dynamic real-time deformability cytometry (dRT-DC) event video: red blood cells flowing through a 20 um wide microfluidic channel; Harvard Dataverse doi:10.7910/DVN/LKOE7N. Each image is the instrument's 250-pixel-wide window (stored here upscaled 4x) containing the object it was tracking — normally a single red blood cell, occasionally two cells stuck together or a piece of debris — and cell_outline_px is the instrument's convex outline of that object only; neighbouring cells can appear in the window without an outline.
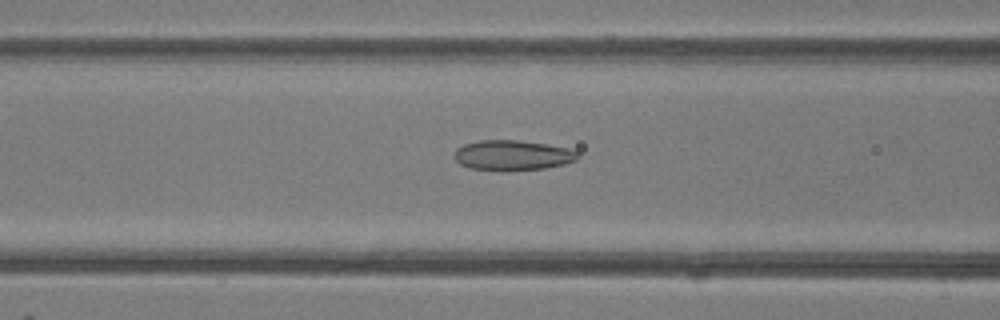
{"species": "common noctule bat (a hibernating species)", "species_latin": "Nyctalus noctula", "temperature_condition": "room temperature", "stored_images_in_passage": 40, "camera_frame_rate_fps": 3000, "um_per_image_px": 0.085, "animal": {"sex": "female"}, "frame": {"image": 1, "passage_image": 19, "time_ms": 6.0, "image_size_px": [1000, 320], "cell_outline_px": [[580, 156], [576, 160], [564, 164], [544, 168], [504, 172], [500, 172], [468, 168], [460, 164], [452, 156], [456, 148], [464, 144], [480, 140], [520, 140], [548, 144], [568, 148], [576, 152]], "centroid_in_image_um": [43.52, 13.21], "position_along_channel_um": 123.1, "area_um2": 22.2}}
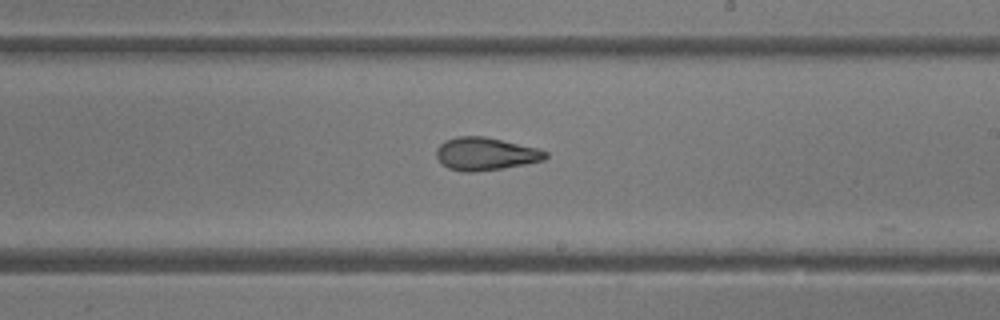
{"frame": {"image": 2, "passage_image": 28, "time_ms": 9.0, "image_size_px": [1000, 320], "cell_outline_px": [[548, 156], [544, 160], [504, 168], [476, 172], [464, 172], [448, 168], [436, 156], [436, 148], [444, 140], [456, 136], [484, 136], [540, 148], [548, 152]], "centroid_in_image_um": [41.28, 13.07], "position_along_channel_um": 247.7, "area_um2": 21.04}}
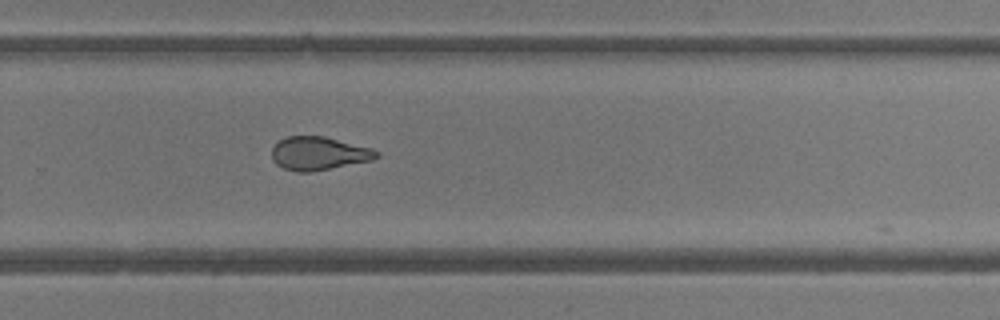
{"frame": {"image": 3, "passage_image": 32, "time_ms": 10.333, "image_size_px": [1000, 320], "cell_outline_px": [[380, 156], [372, 160], [308, 172], [296, 172], [284, 168], [276, 164], [272, 160], [272, 148], [280, 140], [288, 136], [324, 136], [372, 148], [380, 152]], "centroid_in_image_um": [27.1, 13.03], "position_along_channel_um": 302.7, "area_um2": 20.23}}